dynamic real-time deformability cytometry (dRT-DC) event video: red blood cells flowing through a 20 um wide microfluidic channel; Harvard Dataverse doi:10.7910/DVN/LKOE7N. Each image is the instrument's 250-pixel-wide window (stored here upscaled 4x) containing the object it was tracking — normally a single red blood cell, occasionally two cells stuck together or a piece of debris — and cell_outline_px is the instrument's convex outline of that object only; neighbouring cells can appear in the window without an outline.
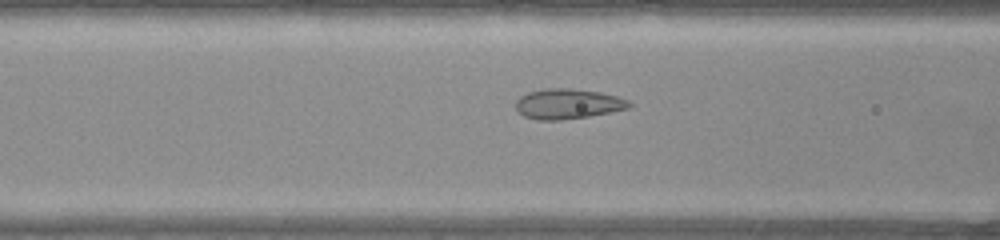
{"species": "common noctule bat (a hibernating species)", "species_latin": "Nyctalus noctula", "temperature_condition": "warm", "stored_images_in_passage": 30, "camera_frame_rate_fps": 3000, "um_per_image_px": 0.085, "animal": {"sex": "female", "body_mass_g": 22.0, "forearm_length_mm": 56.7}, "frame": {"image": 1, "passage_image": 6, "time_ms": 1.667, "image_size_px": [1000, 240], "cell_outline_px": [[632, 104], [628, 108], [588, 116], [560, 120], [540, 120], [524, 116], [516, 108], [516, 100], [520, 96], [528, 92], [544, 88], [572, 88], [600, 92], [616, 96], [628, 100]], "centroid_in_image_um": [48.24, 8.81], "position_along_channel_um": 118.4, "area_um2": 19.77}}
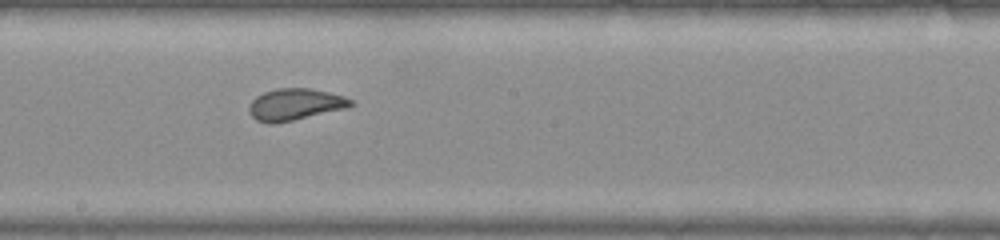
{"frame": {"image": 2, "passage_image": 14, "time_ms": 4.333, "image_size_px": [1000, 240], "cell_outline_px": [[356, 104], [348, 108], [292, 120], [272, 124], [268, 124], [256, 120], [252, 116], [248, 108], [252, 100], [256, 96], [264, 92], [276, 88], [308, 88], [328, 92], [344, 96], [352, 100]], "centroid_in_image_um": [25.09, 8.87], "position_along_channel_um": 223.1, "area_um2": 18.79}}
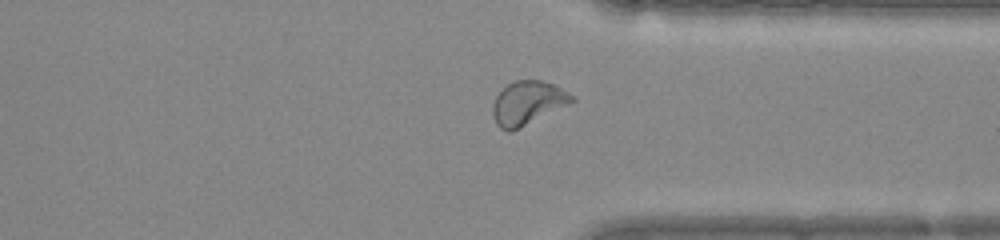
{"frame": {"image": 3, "passage_image": 25, "time_ms": 8.0, "image_size_px": [1000, 240], "cell_outline_px": [[576, 100], [512, 132], [508, 132], [500, 128], [496, 124], [492, 116], [492, 104], [496, 96], [508, 84], [516, 80], [540, 80], [552, 84], [560, 88], [572, 96]], "centroid_in_image_um": [44.79, 8.77], "position_along_channel_um": 366.6, "area_um2": 19.88}}